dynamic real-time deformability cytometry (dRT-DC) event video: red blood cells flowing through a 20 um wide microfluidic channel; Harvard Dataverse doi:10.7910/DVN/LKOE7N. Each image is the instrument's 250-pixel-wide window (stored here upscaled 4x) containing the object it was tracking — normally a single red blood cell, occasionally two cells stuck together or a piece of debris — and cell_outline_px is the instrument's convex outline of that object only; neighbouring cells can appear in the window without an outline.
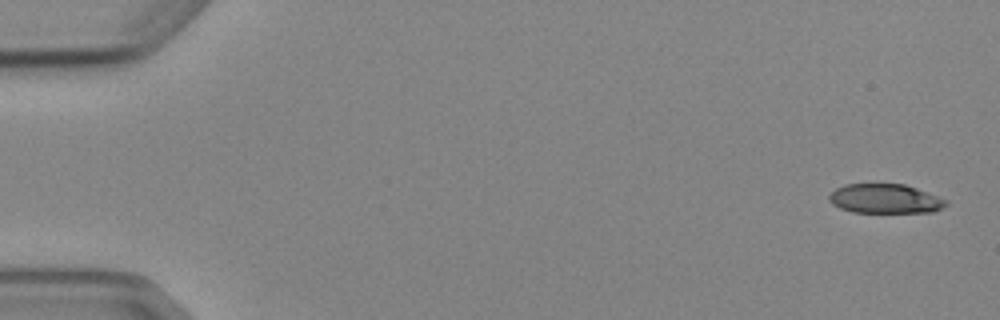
{"species": "Egyptian fruit bat (a non-hibernating species)", "species_latin": "Rousettus aegyptiacus", "temperature_condition": "cold", "stored_images_in_passage": 5, "camera_frame_rate_fps": 3000, "um_per_image_px": 0.085, "animal": {"sex": "female"}, "frame": {"image": 1, "passage_image": 1, "time_ms": 0.0, "image_size_px": [1000, 320], "cell_outline_px": [[948, 204], [932, 212], [852, 212], [840, 208], [832, 204], [828, 200], [828, 196], [836, 188], [844, 184], [904, 184], [916, 188], [948, 200]], "centroid_in_image_um": [75.21, 16.89], "position_along_channel_um": 9.8, "area_um2": 19.94}}
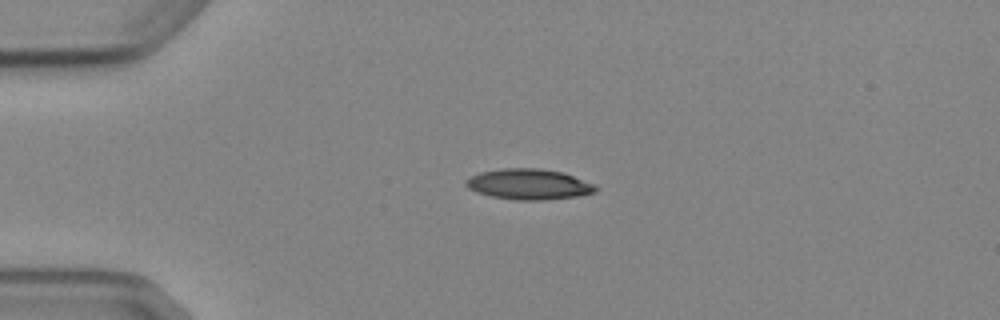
{"frame": {"image": 2, "passage_image": 4, "time_ms": 3.667, "image_size_px": [1000, 320], "cell_outline_px": [[600, 188], [596, 192], [580, 196], [544, 200], [516, 200], [492, 196], [476, 192], [468, 188], [464, 184], [464, 180], [480, 172], [504, 168], [540, 168], [564, 172], [596, 184]], "centroid_in_image_um": [45.0, 15.66], "position_along_channel_um": 40.0, "area_um2": 23.47}}